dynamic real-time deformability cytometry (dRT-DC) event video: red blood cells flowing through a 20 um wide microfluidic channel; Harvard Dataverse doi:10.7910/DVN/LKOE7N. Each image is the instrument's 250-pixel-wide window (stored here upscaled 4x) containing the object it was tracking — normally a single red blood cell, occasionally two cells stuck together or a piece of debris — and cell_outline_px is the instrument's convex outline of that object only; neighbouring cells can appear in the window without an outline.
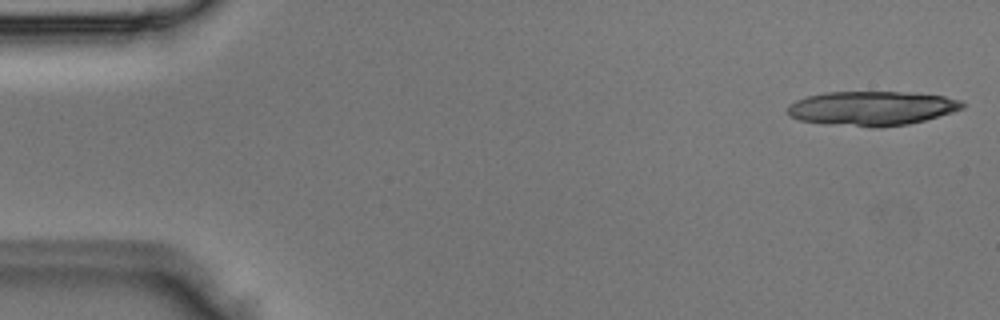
{"species": "Egyptian fruit bat (a non-hibernating species)", "species_latin": "Rousettus aegyptiacus", "temperature_condition": "room temperature", "stored_images_in_passage": 6, "camera_frame_rate_fps": 3000, "um_per_image_px": 0.085, "animal": {"sex": "male"}, "frame": {"image": 1, "passage_image": 1, "time_ms": 0.0, "image_size_px": [1000, 320], "cell_outline_px": [[964, 108], [952, 112], [924, 120], [908, 124], [880, 128], [868, 128], [828, 124], [800, 120], [788, 116], [788, 104], [796, 100], [808, 96], [828, 92], [900, 92], [944, 96], [960, 100], [964, 104]], "centroid_in_image_um": [74.08, 9.22], "position_along_channel_um": 10.9, "area_um2": 35.03}}
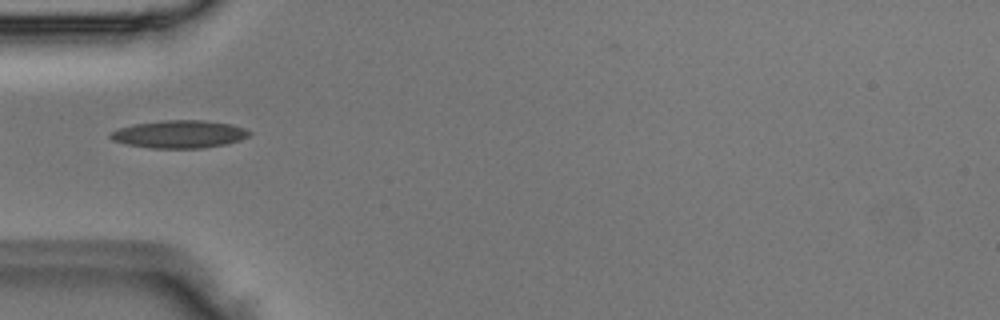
{"frame": {"image": 2, "passage_image": 5, "time_ms": 1.333, "image_size_px": [1000, 320], "cell_outline_px": [[252, 132], [248, 136], [240, 140], [228, 144], [200, 148], [148, 148], [124, 144], [112, 140], [108, 136], [112, 132], [120, 128], [132, 124], [164, 120], [204, 120], [232, 124], [244, 128]], "centroid_in_image_um": [15.24, 11.41], "position_along_channel_um": 69.8, "area_um2": 22.6}}
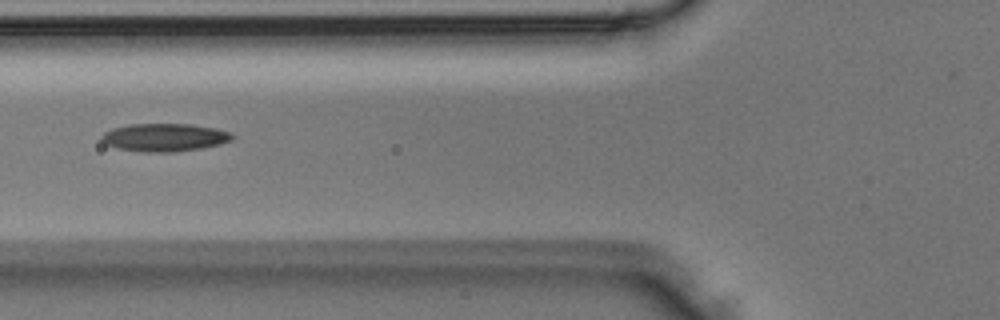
{"frame": {"image": 3, "passage_image": 6, "time_ms": 1.667, "image_size_px": [1000, 320], "cell_outline_px": [[236, 136], [232, 140], [220, 144], [200, 148], [172, 152], [144, 152], [116, 148], [104, 144], [100, 140], [100, 136], [104, 132], [112, 128], [128, 124], [192, 124], [216, 128], [232, 132]], "centroid_in_image_um": [13.97, 11.67], "position_along_channel_um": 111.8, "area_um2": 21.56}}